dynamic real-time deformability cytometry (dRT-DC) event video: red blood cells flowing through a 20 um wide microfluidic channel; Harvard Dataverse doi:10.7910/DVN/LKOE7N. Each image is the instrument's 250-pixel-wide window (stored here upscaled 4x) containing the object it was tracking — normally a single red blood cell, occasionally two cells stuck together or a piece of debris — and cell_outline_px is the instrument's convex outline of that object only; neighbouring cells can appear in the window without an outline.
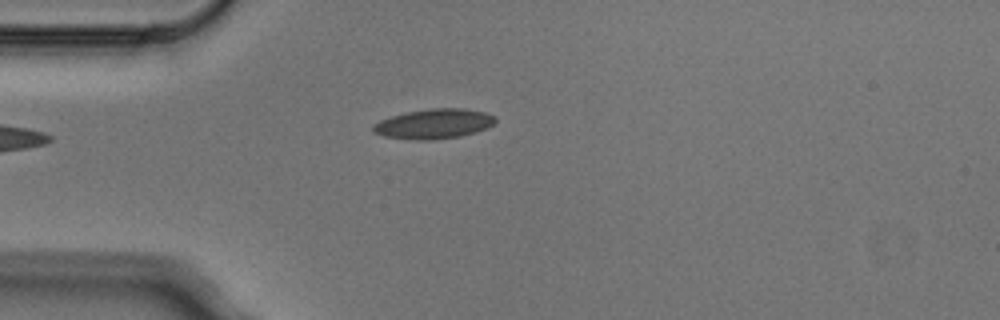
{"species": "Egyptian fruit bat (a non-hibernating species)", "species_latin": "Rousettus aegyptiacus", "temperature_condition": "cold", "stored_images_in_passage": 4, "camera_frame_rate_fps": 3000, "um_per_image_px": 0.085, "animal": {"sex": "male"}, "frame": {"image": 1, "passage_image": 4, "time_ms": 1.0, "image_size_px": [1000, 320], "cell_outline_px": [[496, 120], [488, 128], [476, 132], [460, 136], [432, 140], [416, 140], [384, 136], [372, 132], [372, 124], [380, 120], [392, 116], [408, 112], [432, 108], [464, 108], [484, 112], [496, 116]], "centroid_in_image_um": [36.88, 10.53], "position_along_channel_um": 48.1, "area_um2": 21.27}}